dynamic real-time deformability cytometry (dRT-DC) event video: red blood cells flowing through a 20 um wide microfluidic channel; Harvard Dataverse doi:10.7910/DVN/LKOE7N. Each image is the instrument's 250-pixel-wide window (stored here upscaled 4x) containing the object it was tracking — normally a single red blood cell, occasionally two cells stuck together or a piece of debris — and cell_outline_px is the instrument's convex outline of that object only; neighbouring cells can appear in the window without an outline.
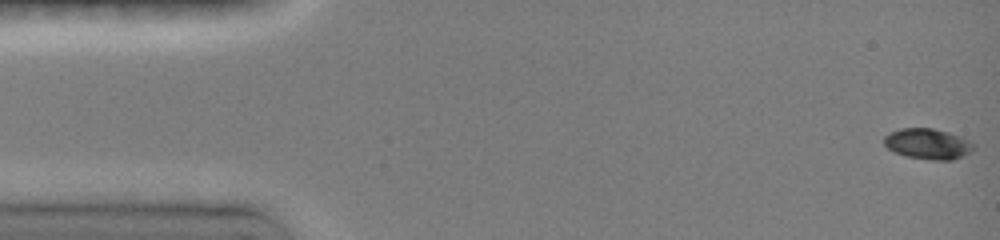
{"species": "common noctule bat (a hibernating species)", "species_latin": "Nyctalus noctula", "temperature_condition": "room temperature", "stored_images_in_passage": 27, "camera_frame_rate_fps": 3000, "um_per_image_px": 0.085, "animal": {"sex": "female", "body_mass_g": 19.0, "forearm_length_mm": 51.5}, "frame": {"image": 1, "passage_image": 1, "time_ms": 0.0, "image_size_px": [1000, 240], "cell_outline_px": [[976, 144], [964, 156], [952, 160], [932, 160], [904, 156], [888, 148], [884, 144], [884, 136], [888, 132], [900, 128], [932, 128], [948, 132], [960, 136]], "centroid_in_image_um": [78.84, 12.22], "position_along_channel_um": 6.2, "area_um2": 16.01}}
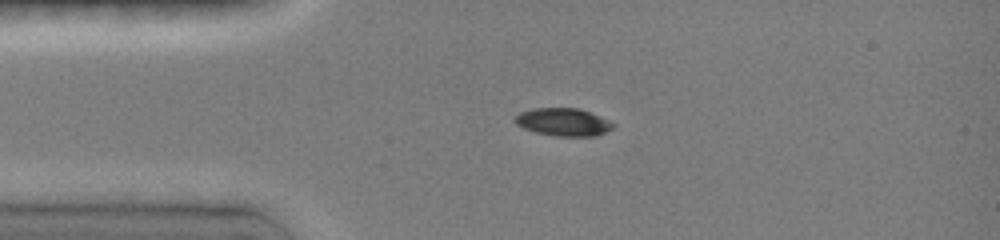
{"frame": {"image": 2, "passage_image": 13, "time_ms": 3.333, "image_size_px": [1000, 240], "cell_outline_px": [[616, 124], [612, 128], [596, 136], [556, 136], [536, 132], [524, 128], [516, 124], [512, 120], [520, 112], [532, 108], [580, 108], [600, 116]], "centroid_in_image_um": [47.87, 10.36], "position_along_channel_um": 37.1, "area_um2": 15.9}}
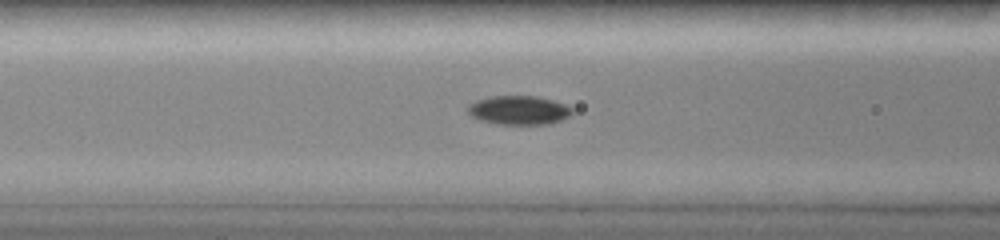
{"frame": {"image": 3, "passage_image": 23, "time_ms": 6.0, "image_size_px": [1000, 240], "cell_outline_px": [[572, 116], [548, 124], [496, 124], [480, 120], [472, 116], [468, 112], [468, 104], [476, 100], [492, 96], [532, 96], [552, 100], [564, 104], [572, 108]], "centroid_in_image_um": [44.09, 9.37], "position_along_channel_um": 122.5, "area_um2": 17.51}}